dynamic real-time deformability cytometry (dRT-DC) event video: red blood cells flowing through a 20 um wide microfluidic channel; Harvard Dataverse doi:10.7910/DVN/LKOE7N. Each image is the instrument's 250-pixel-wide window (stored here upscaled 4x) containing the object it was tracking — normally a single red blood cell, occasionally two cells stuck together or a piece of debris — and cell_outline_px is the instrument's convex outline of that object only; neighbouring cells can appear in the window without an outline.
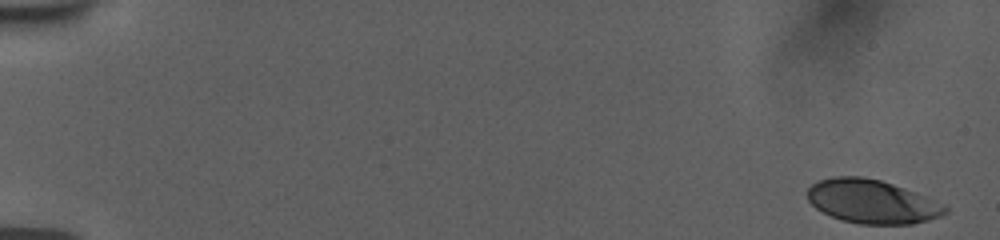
{"species": "human", "species_latin": "Homo sapiens", "temperature_condition": "room temperature", "stored_images_in_passage": 55, "camera_frame_rate_fps": 3000, "um_per_image_px": 0.085, "donor": {"sex": "female"}, "frame": {"image": 1, "passage_image": 1, "time_ms": 0.0, "image_size_px": [1000, 240], "cell_outline_px": [[948, 212], [940, 216], [928, 220], [912, 224], [860, 224], [844, 220], [832, 216], [816, 208], [808, 200], [808, 188], [812, 184], [820, 180], [836, 176], [864, 176], [880, 180], [904, 188], [944, 204], [948, 208]], "centroid_in_image_um": [74.13, 17.13], "position_along_channel_um": 10.9, "area_um2": 34.8}}
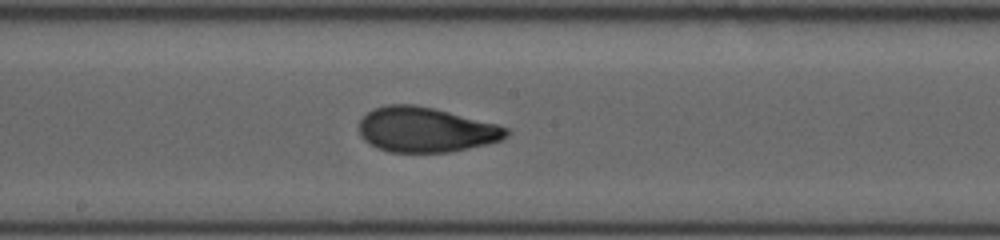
{"frame": {"image": 2, "passage_image": 31, "time_ms": 10.0, "image_size_px": [1000, 240], "cell_outline_px": [[512, 132], [508, 136], [500, 140], [468, 148], [448, 152], [388, 152], [376, 148], [368, 144], [360, 136], [360, 120], [372, 108], [388, 104], [412, 104], [432, 108], [496, 124], [508, 128]], "centroid_in_image_um": [36.15, 11.03], "position_along_channel_um": 212.0, "area_um2": 38.44}}
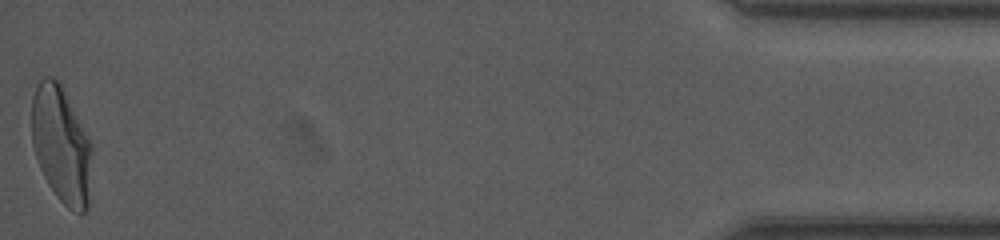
{"frame": {"image": 3, "passage_image": 55, "time_ms": 18.0, "image_size_px": [1000, 240], "cell_outline_px": [[92, 148], [88, 208], [80, 216], [68, 208], [56, 196], [48, 184], [40, 168], [32, 144], [32, 96], [40, 80], [44, 76], [52, 76], [60, 80], [88, 136]], "centroid_in_image_um": [5.21, 12.3], "position_along_channel_um": 430.0, "area_um2": 41.27}, "authors_computed_cell_mechanics": {"area_um2": 37.9746, "velocity_mm_per_s": 3.7589, "shape_relaxation_time_tau1_ms": 5.1599, "shape_relaxation_time_tau2_ms": 1.0227, "deformation_change_tau1": 0.1991, "deformation_change_tau2": 0.0718}}